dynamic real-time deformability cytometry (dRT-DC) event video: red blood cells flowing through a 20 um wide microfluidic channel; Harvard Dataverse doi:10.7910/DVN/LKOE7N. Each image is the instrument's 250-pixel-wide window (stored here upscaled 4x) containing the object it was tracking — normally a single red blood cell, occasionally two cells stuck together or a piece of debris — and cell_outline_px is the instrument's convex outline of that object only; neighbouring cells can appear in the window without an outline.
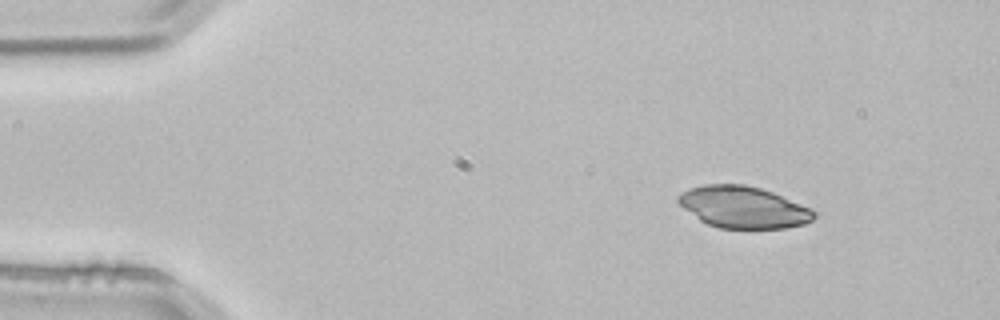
{"species": "common noctule bat (a hibernating species)", "species_latin": "Nyctalus noctula", "temperature_condition": "room temperature", "stored_images_in_passage": 2, "camera_frame_rate_fps": 3000, "um_per_image_px": 0.085, "animal": {"sex": "male", "body_mass_g": 21.5, "forearm_length_mm": 52.0}, "frame": {"image": 1, "passage_image": 1, "time_ms": 0.0, "image_size_px": [1000, 320], "cell_outline_px": [[816, 216], [812, 220], [804, 224], [784, 228], [720, 228], [708, 224], [700, 220], [684, 208], [676, 200], [676, 196], [692, 188], [704, 184], [744, 184], [760, 188], [772, 192], [800, 204], [816, 212]], "centroid_in_image_um": [63.17, 17.61], "position_along_channel_um": 21.8, "area_um2": 32.6}}